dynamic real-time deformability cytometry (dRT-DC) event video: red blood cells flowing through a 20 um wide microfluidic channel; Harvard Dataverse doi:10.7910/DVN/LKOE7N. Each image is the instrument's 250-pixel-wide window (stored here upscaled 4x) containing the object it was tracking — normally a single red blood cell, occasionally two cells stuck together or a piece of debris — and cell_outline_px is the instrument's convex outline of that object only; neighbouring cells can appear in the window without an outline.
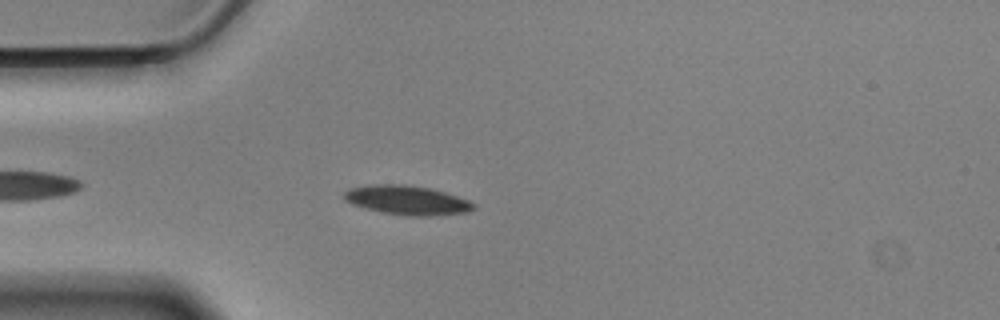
{"species": "Egyptian fruit bat (a non-hibernating species)", "species_latin": "Rousettus aegyptiacus", "temperature_condition": "cold", "stored_images_in_passage": 26, "camera_frame_rate_fps": 3000, "um_per_image_px": 0.085, "animal": {"sex": "male"}, "frame": {"image": 1, "passage_image": 7, "time_ms": 2.0, "image_size_px": [1000, 320], "cell_outline_px": [[476, 208], [468, 212], [428, 216], [408, 216], [384, 212], [364, 208], [352, 204], [344, 200], [344, 192], [348, 188], [368, 184], [404, 184], [432, 188], [468, 200], [476, 204]], "centroid_in_image_um": [34.58, 17.0], "position_along_channel_um": 50.4, "area_um2": 22.2}}
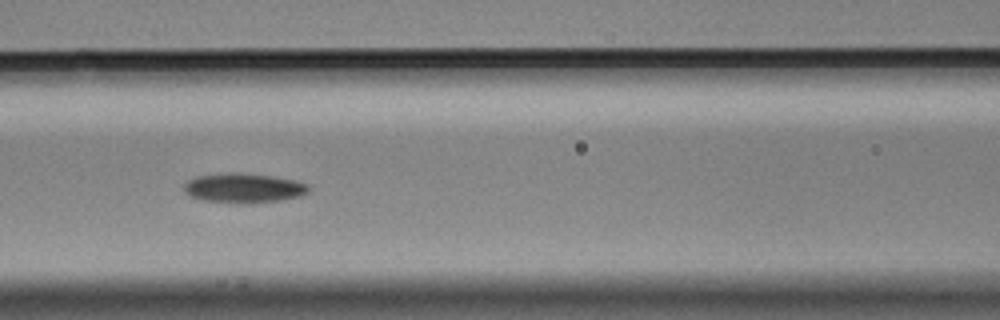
{"frame": {"image": 2, "passage_image": 16, "time_ms": 5.0, "image_size_px": [1000, 320], "cell_outline_px": [[308, 192], [300, 196], [280, 200], [252, 204], [240, 204], [204, 200], [192, 196], [184, 192], [184, 184], [188, 180], [196, 176], [228, 172], [236, 172], [272, 176], [296, 180], [308, 184]], "centroid_in_image_um": [20.71, 15.98], "position_along_channel_um": 145.9, "area_um2": 21.68}}
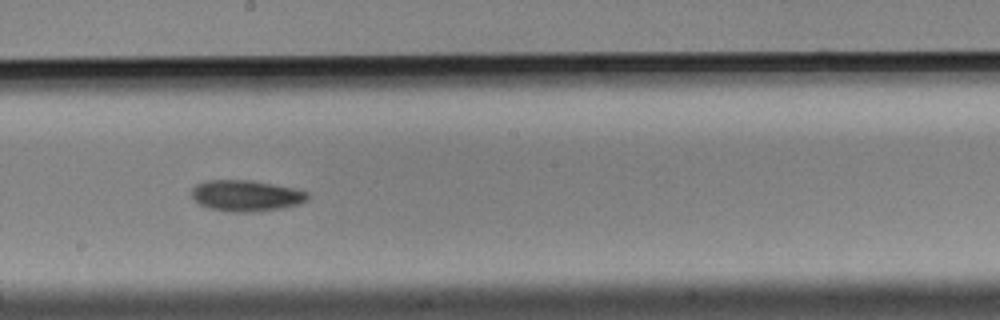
{"frame": {"image": 3, "passage_image": 23, "time_ms": 7.333, "image_size_px": [1000, 320], "cell_outline_px": [[308, 200], [300, 204], [280, 208], [252, 212], [232, 212], [208, 208], [200, 204], [192, 196], [192, 188], [196, 184], [204, 180], [252, 180], [296, 188], [308, 192]], "centroid_in_image_um": [20.93, 16.62], "position_along_channel_um": 227.3, "area_um2": 21.15}}